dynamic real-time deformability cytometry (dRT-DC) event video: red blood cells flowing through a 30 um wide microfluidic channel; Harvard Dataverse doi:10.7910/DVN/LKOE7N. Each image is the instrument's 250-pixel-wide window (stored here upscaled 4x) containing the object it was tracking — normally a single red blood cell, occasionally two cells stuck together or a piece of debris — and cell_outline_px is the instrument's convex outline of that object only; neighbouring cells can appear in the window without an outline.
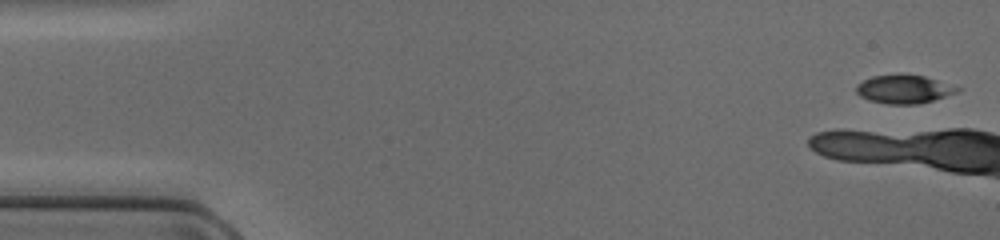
{"species": "common noctule bat (a hibernating species)", "species_latin": "Nyctalus noctula", "temperature_condition": "cold", "stored_images_in_passage": 6, "camera_frame_rate_fps": 3000, "um_per_image_px": 0.085, "animal": {"sex": "female", "body_mass_g": 17.0, "forearm_length_mm": 48.0}, "frame": {"image": 1, "passage_image": 1, "time_ms": 0.0, "image_size_px": [1000, 240], "cell_outline_px": [[960, 88], [956, 92], [920, 104], [888, 104], [868, 100], [860, 96], [856, 92], [856, 84], [872, 76], [924, 76]], "centroid_in_image_um": [76.77, 7.61], "position_along_channel_um": 8.2, "area_um2": 16.13}}